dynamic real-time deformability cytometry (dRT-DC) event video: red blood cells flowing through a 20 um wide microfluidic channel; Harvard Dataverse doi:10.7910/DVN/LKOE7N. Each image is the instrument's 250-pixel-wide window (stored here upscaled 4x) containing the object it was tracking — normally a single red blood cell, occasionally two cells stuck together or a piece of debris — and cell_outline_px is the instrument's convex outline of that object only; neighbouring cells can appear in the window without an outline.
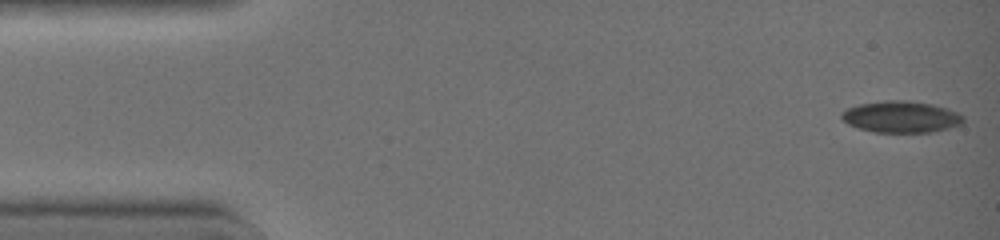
{"species": "common noctule bat (a hibernating species)", "species_latin": "Nyctalus noctula", "temperature_condition": "warm", "stored_images_in_passage": 44, "segment_of_instrument_passage": [1, 2], "camera_frame_rate_fps": 3000, "um_per_image_px": 0.085, "animal": {"sex": "female", "body_mass_g": 19.0, "forearm_length_mm": 51.5}, "frame": {"image": 1, "passage_image": 1, "time_ms": 0.0, "image_size_px": [1000, 240], "cell_outline_px": [[964, 120], [960, 124], [928, 132], [876, 132], [860, 128], [848, 124], [840, 116], [848, 108], [860, 104], [888, 100], [904, 100], [928, 104], [944, 108], [956, 112], [964, 116]], "centroid_in_image_um": [76.56, 9.93], "position_along_channel_um": 8.4, "area_um2": 21.68}}
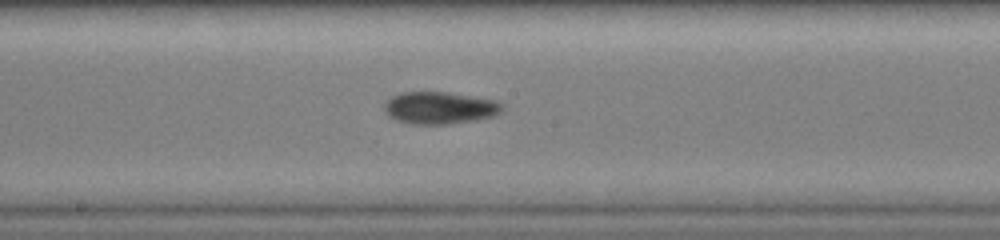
{"frame": {"image": 2, "passage_image": 23, "time_ms": 7.333, "image_size_px": [1000, 240], "cell_outline_px": [[504, 108], [500, 112], [492, 116], [476, 120], [448, 124], [412, 124], [396, 120], [388, 116], [384, 108], [384, 104], [392, 96], [400, 92], [448, 92], [492, 100], [504, 104]], "centroid_in_image_um": [37.35, 9.17], "position_along_channel_um": 210.8, "area_um2": 22.02}}
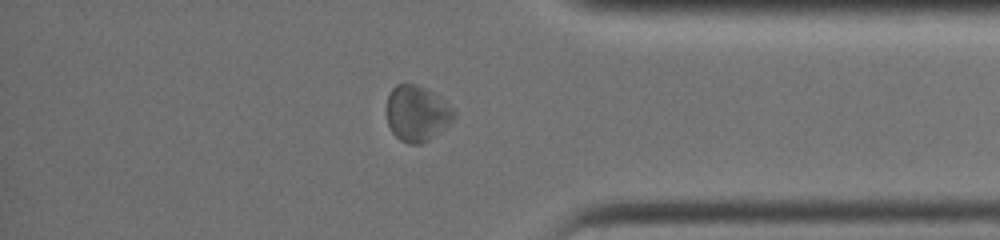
{"frame": {"image": 3, "passage_image": 36, "time_ms": 11.667, "image_size_px": [1000, 240], "cell_outline_px": [[456, 116], [448, 124], [428, 140], [420, 144], [408, 144], [400, 140], [392, 132], [388, 124], [388, 96], [392, 88], [396, 84], [416, 84], [428, 88], [452, 108], [456, 112]], "centroid_in_image_um": [35.43, 9.63], "position_along_channel_um": 399.8, "area_um2": 21.56}}